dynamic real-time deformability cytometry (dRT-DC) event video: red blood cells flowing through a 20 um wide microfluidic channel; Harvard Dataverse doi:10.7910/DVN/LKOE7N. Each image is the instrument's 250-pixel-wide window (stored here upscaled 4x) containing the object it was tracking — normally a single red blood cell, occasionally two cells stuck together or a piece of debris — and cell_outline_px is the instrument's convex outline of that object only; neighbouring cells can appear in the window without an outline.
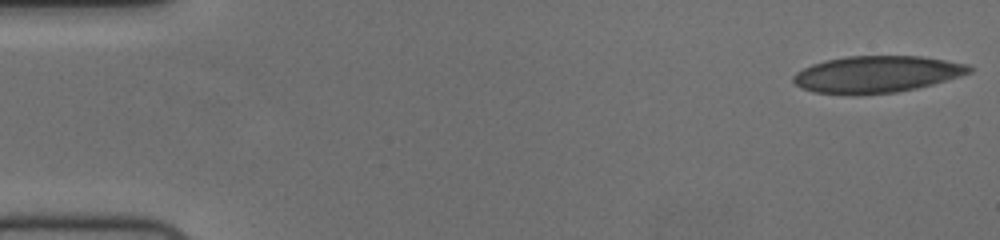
{"species": "human", "species_latin": "Homo sapiens", "temperature_condition": "cold", "stored_images_in_passage": 55, "camera_frame_rate_fps": 3000, "um_per_image_px": 0.085, "donor": {"sex": "female"}, "frame": {"image": 1, "passage_image": 1, "time_ms": 0.0, "image_size_px": [1000, 240], "cell_outline_px": [[972, 72], [960, 76], [932, 84], [916, 88], [896, 92], [856, 96], [848, 96], [812, 92], [796, 84], [792, 80], [792, 76], [796, 72], [812, 64], [824, 60], [848, 56], [920, 56], [968, 64], [972, 68]], "centroid_in_image_um": [74.48, 6.33], "position_along_channel_um": 10.5, "area_um2": 37.97}}
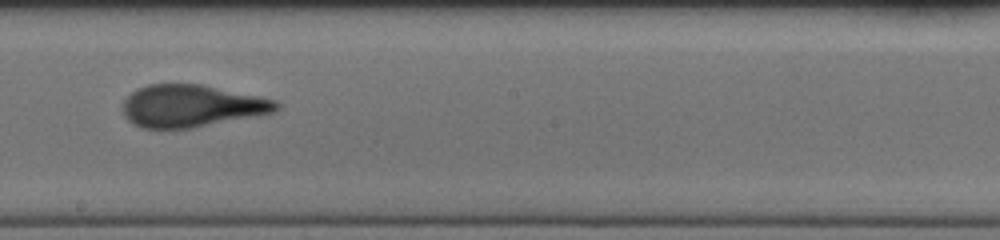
{"frame": {"image": 2, "passage_image": 31, "time_ms": 10.0, "image_size_px": [1000, 240], "cell_outline_px": [[280, 108], [276, 112], [192, 128], [140, 128], [128, 120], [124, 116], [120, 108], [124, 100], [136, 88], [148, 84], [200, 84], [276, 100], [280, 104]], "centroid_in_image_um": [16.24, 9.01], "position_along_channel_um": 232.0, "area_um2": 37.86}}
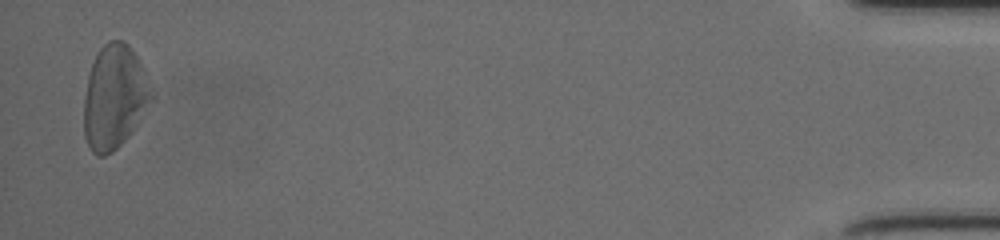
{"frame": {"image": 3, "passage_image": 54, "time_ms": 17.667, "image_size_px": [1000, 240], "cell_outline_px": [[152, 96], [132, 132], [112, 152], [104, 156], [96, 156], [92, 152], [84, 136], [84, 96], [88, 76], [96, 52], [108, 40], [124, 40], [128, 44], [140, 60]], "centroid_in_image_um": [9.68, 8.23], "position_along_channel_um": 425.5, "area_um2": 40.4}, "authors_computed_cell_mechanics": {"area_um2": 38.3214, "velocity_mm_per_s": 3.7144, "shape_relaxation_time_tau1_ms": 7.3269, "shape_relaxation_time_tau2_ms": 1.2831, "deformation_change_tau1": 0.211, "deformation_change_tau2": 0.0766}}